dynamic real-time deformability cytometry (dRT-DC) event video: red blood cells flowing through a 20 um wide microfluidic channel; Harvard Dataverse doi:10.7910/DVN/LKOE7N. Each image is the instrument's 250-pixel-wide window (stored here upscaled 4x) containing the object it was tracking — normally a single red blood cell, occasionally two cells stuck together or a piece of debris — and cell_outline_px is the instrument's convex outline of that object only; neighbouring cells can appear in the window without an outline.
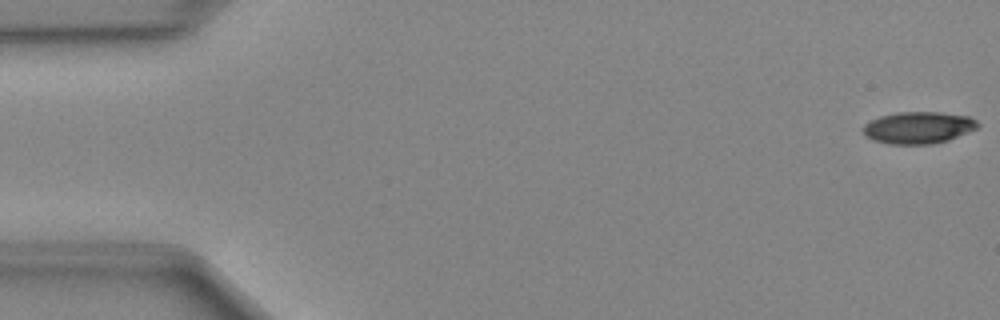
{"species": "Egyptian fruit bat (a non-hibernating species)", "species_latin": "Rousettus aegyptiacus", "temperature_condition": "cold", "stored_images_in_passage": 49, "camera_frame_rate_fps": 3000, "um_per_image_px": 0.085, "animal": {"sex": "female"}, "frame": {"image": 1, "passage_image": 1, "time_ms": 0.0, "image_size_px": [1000, 320], "cell_outline_px": [[980, 124], [976, 128], [968, 132], [948, 140], [936, 144], [888, 144], [872, 140], [864, 136], [864, 124], [880, 116], [896, 112], [940, 112], [968, 116], [976, 120]], "centroid_in_image_um": [78.05, 10.85], "position_along_channel_um": 7.0, "area_um2": 21.39}}
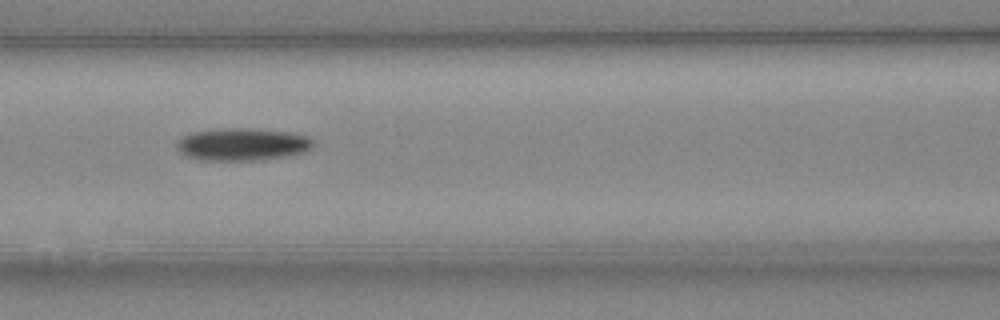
{"frame": {"image": 2, "passage_image": 21, "time_ms": 6.667, "image_size_px": [1000, 320], "cell_outline_px": [[316, 144], [312, 148], [304, 152], [288, 156], [264, 160], [200, 160], [188, 156], [180, 152], [176, 148], [176, 140], [192, 132], [232, 128], [252, 128], [292, 132], [308, 136]], "centroid_in_image_um": [20.65, 12.27], "position_along_channel_um": 146.0, "area_um2": 26.07}}
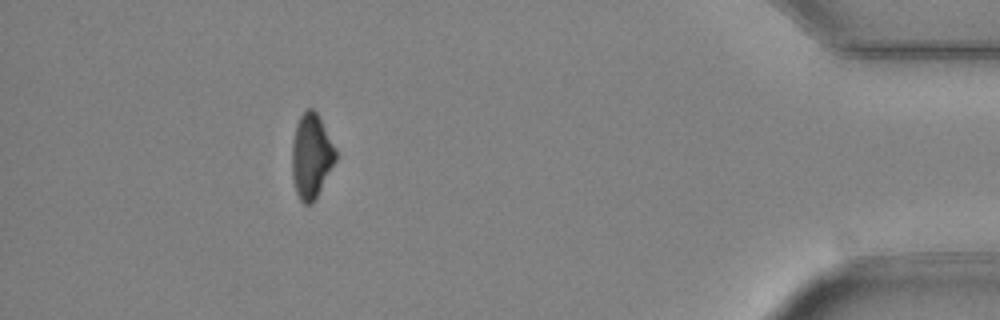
{"frame": {"image": 3, "passage_image": 44, "time_ms": 14.333, "image_size_px": [1000, 320], "cell_outline_px": [[336, 160], [312, 204], [304, 204], [300, 200], [296, 192], [292, 176], [292, 140], [296, 124], [300, 116], [308, 108], [312, 108], [316, 112], [336, 148]], "centroid_in_image_um": [26.44, 13.26], "position_along_channel_um": 408.8, "area_um2": 21.33}}